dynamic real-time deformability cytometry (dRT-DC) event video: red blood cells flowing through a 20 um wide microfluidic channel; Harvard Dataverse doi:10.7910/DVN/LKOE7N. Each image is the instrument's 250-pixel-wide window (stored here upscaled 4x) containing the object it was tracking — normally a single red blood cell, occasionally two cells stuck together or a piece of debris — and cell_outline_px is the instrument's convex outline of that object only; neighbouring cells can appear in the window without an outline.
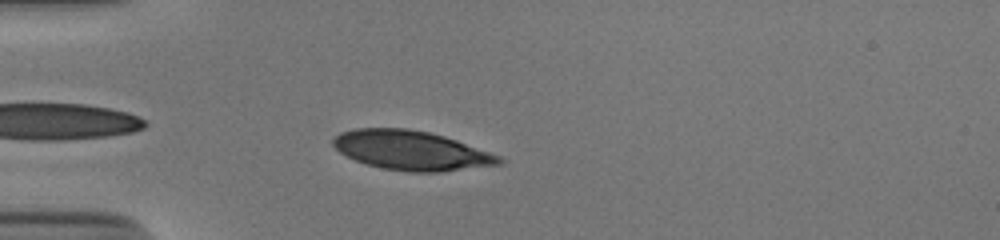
{"species": "human", "species_latin": "Homo sapiens", "temperature_condition": "cold", "stored_images_in_passage": 41, "camera_frame_rate_fps": 3000, "um_per_image_px": 0.085, "donor": {"sex": "male"}, "frame": {"image": 1, "passage_image": 3, "time_ms": 0.667, "image_size_px": [1000, 240], "cell_outline_px": [[504, 160], [500, 164], [440, 172], [408, 172], [384, 168], [368, 164], [356, 160], [340, 152], [332, 144], [332, 140], [340, 132], [356, 128], [408, 128], [428, 132], [444, 136], [456, 140], [500, 156]], "centroid_in_image_um": [34.95, 12.78], "position_along_channel_um": 50.1, "area_um2": 37.74}}
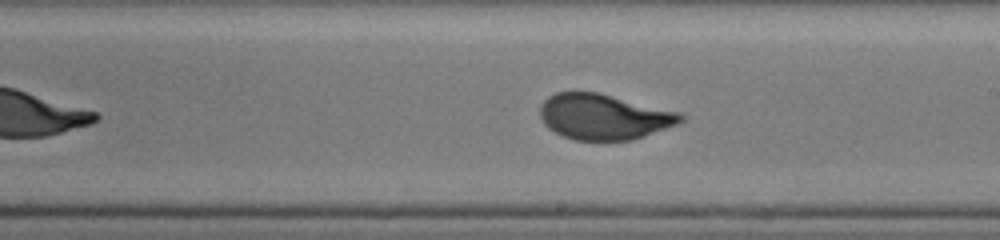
{"frame": {"image": 2, "passage_image": 19, "time_ms": 6.0, "image_size_px": [1000, 240], "cell_outline_px": [[684, 120], [676, 124], [644, 136], [632, 140], [576, 140], [564, 136], [548, 128], [544, 124], [540, 116], [540, 108], [544, 100], [548, 96], [556, 92], [596, 92], [680, 112], [684, 116]], "centroid_in_image_um": [51.31, 9.92], "position_along_channel_um": 237.7, "area_um2": 36.99}}
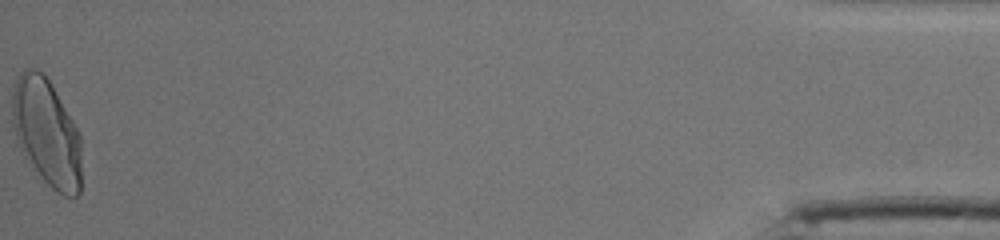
{"frame": {"image": 3, "passage_image": 41, "time_ms": 13.333, "image_size_px": [1000, 240], "cell_outline_px": [[80, 192], [76, 196], [64, 196], [56, 192], [40, 176], [24, 156], [16, 140], [12, 124], [12, 96], [16, 80], [20, 72], [24, 68], [36, 68], [48, 80], [80, 132]], "centroid_in_image_um": [3.94, 11.26], "position_along_channel_um": 431.3, "area_um2": 43.06}, "authors_computed_cell_mechanics": {"area_um2": 37.859, "velocity_mm_per_s": 3.8618, "shape_relaxation_time_tau1_ms": 2.9995, "shape_relaxation_time_tau2_ms": null, "deformation_change_tau1": 0.1757, "deformation_change_tau2": null}}